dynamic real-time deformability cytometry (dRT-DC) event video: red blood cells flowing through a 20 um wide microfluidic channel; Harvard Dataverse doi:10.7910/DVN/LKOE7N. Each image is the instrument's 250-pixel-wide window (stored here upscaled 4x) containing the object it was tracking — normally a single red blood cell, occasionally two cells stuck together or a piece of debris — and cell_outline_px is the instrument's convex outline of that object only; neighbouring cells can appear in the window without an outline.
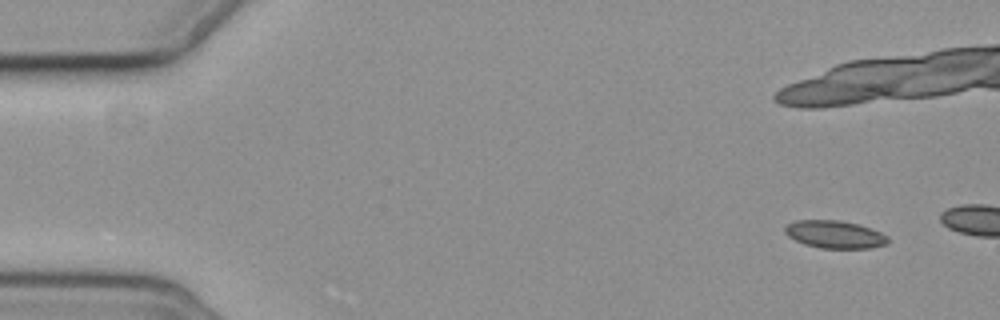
{"species": "common noctule bat (a hibernating species)", "species_latin": "Nyctalus noctula", "temperature_condition": "cold", "stored_images_in_passage": 4, "camera_frame_rate_fps": 3000, "um_per_image_px": 0.085, "animal": {"sex": "female", "body_mass_g": 19.3, "forearm_length_mm": 54.1}, "frame": {"image": 1, "passage_image": 1, "time_ms": 0.0, "image_size_px": [1000, 320], "cell_outline_px": [[888, 244], [872, 248], [820, 248], [804, 244], [788, 236], [784, 232], [784, 228], [788, 224], [796, 220], [840, 220], [856, 224], [880, 232], [888, 236]], "centroid_in_image_um": [70.95, 19.93], "position_along_channel_um": 14.1, "area_um2": 16.53}}